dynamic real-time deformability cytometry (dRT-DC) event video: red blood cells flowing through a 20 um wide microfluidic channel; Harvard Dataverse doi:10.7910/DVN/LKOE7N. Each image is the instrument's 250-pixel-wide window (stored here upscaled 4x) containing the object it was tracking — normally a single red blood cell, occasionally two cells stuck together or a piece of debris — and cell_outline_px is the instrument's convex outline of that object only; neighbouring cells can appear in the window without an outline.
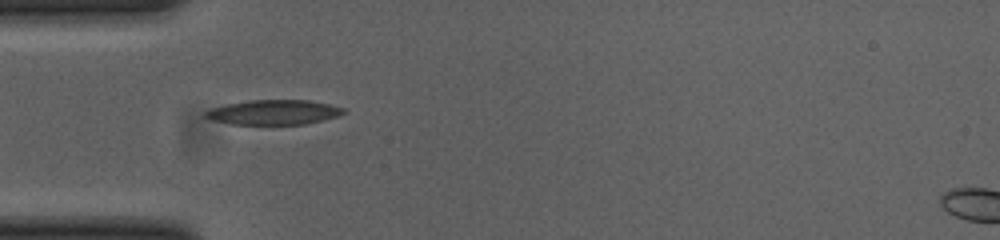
{"species": "common noctule bat (a hibernating species)", "species_latin": "Nyctalus noctula", "temperature_condition": "cold", "stored_images_in_passage": 38, "camera_frame_rate_fps": 3000, "um_per_image_px": 0.085, "animal": {"sex": "female", "body_mass_g": 23.0, "forearm_length_mm": 53.4}, "frame": {"image": 1, "passage_image": 1, "time_ms": 0.0, "image_size_px": [1000, 240], "cell_outline_px": [[348, 112], [340, 116], [304, 124], [232, 124], [216, 120], [204, 116], [204, 112], [212, 108], [228, 104], [248, 100], [308, 100], [328, 104], [344, 108]], "centroid_in_image_um": [23.33, 9.54], "position_along_channel_um": 61.7, "area_um2": 19.77}}
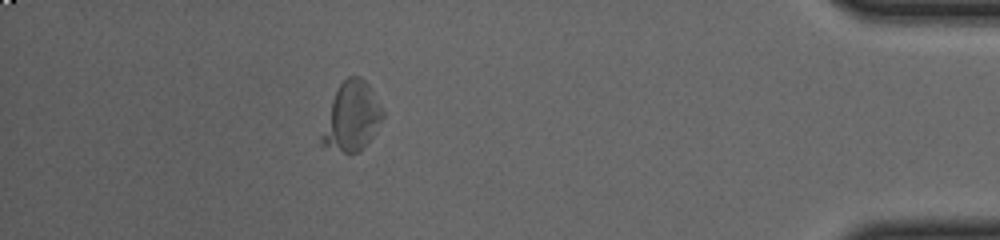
{"frame": {"image": 2, "passage_image": 32, "time_ms": 10.333, "image_size_px": [1000, 240], "cell_outline_px": [[384, 116], [372, 136], [356, 152], [344, 152], [320, 144], [320, 136], [332, 100], [340, 84], [348, 76], [360, 76], [368, 84], [380, 104], [384, 112]], "centroid_in_image_um": [29.89, 9.89], "position_along_channel_um": 405.3, "area_um2": 23.76}}